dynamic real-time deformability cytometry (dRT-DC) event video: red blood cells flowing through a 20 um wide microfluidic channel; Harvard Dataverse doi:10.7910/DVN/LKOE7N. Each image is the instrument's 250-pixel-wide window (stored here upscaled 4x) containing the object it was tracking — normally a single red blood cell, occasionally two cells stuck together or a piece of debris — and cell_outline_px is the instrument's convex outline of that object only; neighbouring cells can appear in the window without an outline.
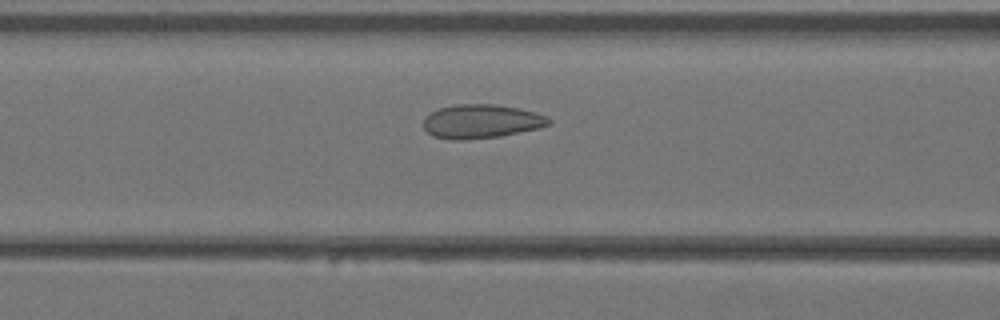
{"species": "Egyptian fruit bat (a non-hibernating species)", "species_latin": "Rousettus aegyptiacus", "temperature_condition": "warm", "stored_images_in_passage": 33, "camera_frame_rate_fps": 3000, "um_per_image_px": 0.085, "animal": {"sex": "female"}, "frame": {"image": 1, "passage_image": 10, "time_ms": 3.0, "image_size_px": [1000, 320], "cell_outline_px": [[552, 120], [548, 124], [540, 128], [500, 136], [460, 140], [452, 140], [432, 136], [424, 128], [424, 116], [440, 108], [456, 104], [496, 104], [520, 108], [548, 116]], "centroid_in_image_um": [40.91, 10.31], "position_along_channel_um": 125.7, "area_um2": 24.8}}
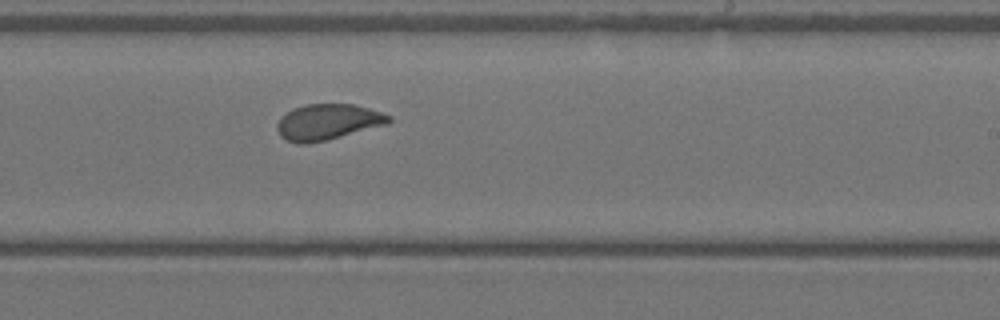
{"frame": {"image": 2, "passage_image": 18, "time_ms": 5.667, "image_size_px": [1000, 320], "cell_outline_px": [[392, 120], [388, 124], [324, 140], [304, 144], [300, 144], [288, 140], [280, 136], [276, 128], [276, 124], [280, 116], [292, 108], [304, 104], [352, 104], [368, 108], [392, 116]], "centroid_in_image_um": [27.82, 10.35], "position_along_channel_um": 261.2, "area_um2": 23.24}}
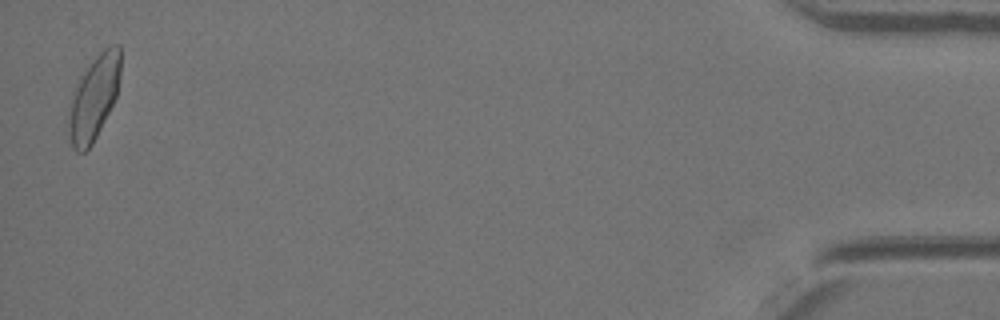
{"frame": {"image": 3, "passage_image": 33, "time_ms": 10.667, "image_size_px": [1000, 320], "cell_outline_px": [[120, 76], [116, 96], [92, 144], [84, 152], [76, 152], [72, 148], [68, 132], [68, 120], [72, 100], [76, 84], [88, 64], [108, 44], [120, 44]], "centroid_in_image_um": [7.98, 8.28], "position_along_channel_um": 427.2, "area_um2": 25.14}}